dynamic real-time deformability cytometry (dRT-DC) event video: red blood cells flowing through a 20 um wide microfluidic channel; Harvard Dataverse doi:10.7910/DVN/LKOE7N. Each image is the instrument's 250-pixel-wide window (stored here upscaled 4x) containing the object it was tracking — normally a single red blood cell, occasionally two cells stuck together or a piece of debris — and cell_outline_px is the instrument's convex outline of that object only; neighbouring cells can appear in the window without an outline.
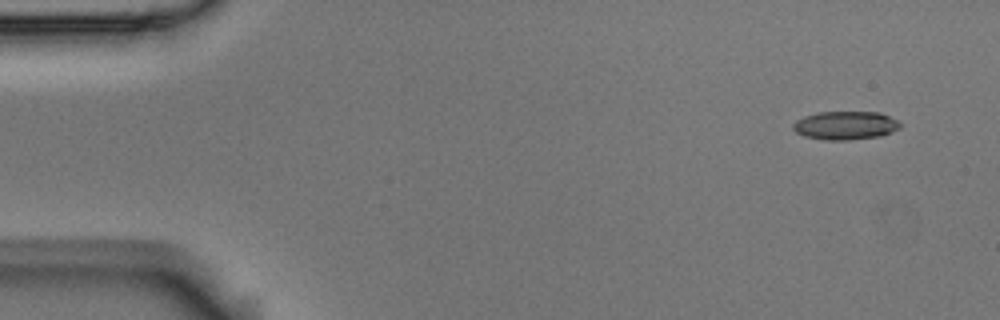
{"species": "Egyptian fruit bat (a non-hibernating species)", "species_latin": "Rousettus aegyptiacus", "temperature_condition": "room temperature", "stored_images_in_passage": 7, "camera_frame_rate_fps": 3000, "um_per_image_px": 0.085, "animal": {"sex": "male"}, "frame": {"image": 1, "passage_image": 1, "time_ms": 0.0, "image_size_px": [1000, 320], "cell_outline_px": [[900, 128], [892, 132], [880, 136], [848, 140], [824, 140], [804, 136], [796, 132], [792, 128], [792, 124], [796, 120], [804, 116], [816, 112], [880, 112], [900, 120]], "centroid_in_image_um": [71.87, 10.66], "position_along_channel_um": 13.1, "area_um2": 17.98}}
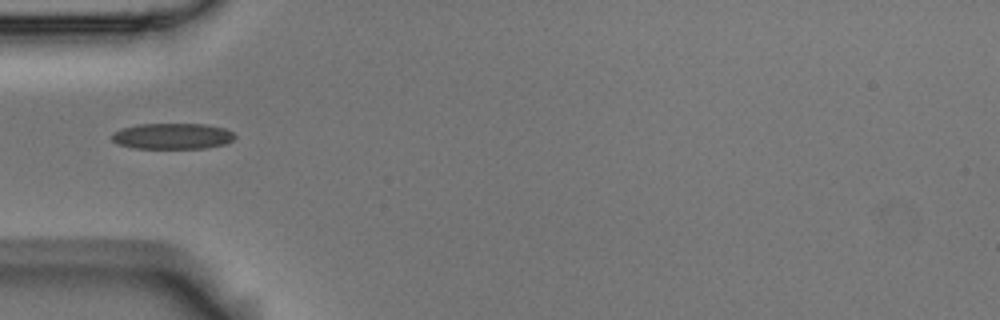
{"frame": {"image": 2, "passage_image": 5, "time_ms": 1.333, "image_size_px": [1000, 320], "cell_outline_px": [[236, 136], [232, 140], [224, 144], [204, 148], [132, 148], [120, 144], [112, 140], [112, 132], [120, 128], [136, 124], [204, 124], [224, 128], [232, 132]], "centroid_in_image_um": [14.62, 11.56], "position_along_channel_um": 70.4, "area_um2": 18.55}}
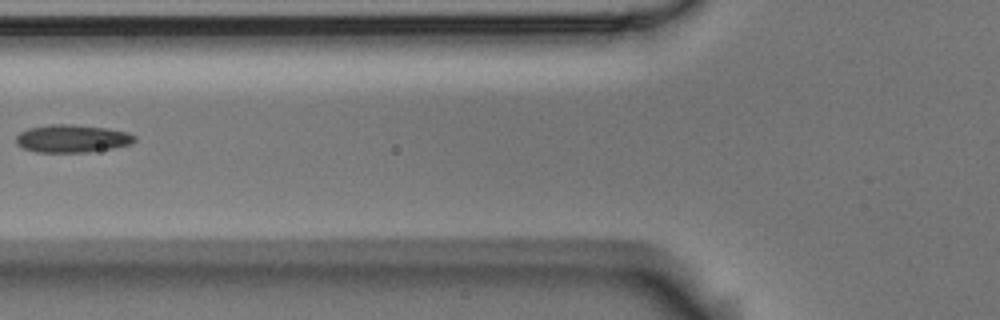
{"frame": {"image": 3, "passage_image": 6, "time_ms": 1.667, "image_size_px": [1000, 320], "cell_outline_px": [[136, 140], [132, 144], [112, 148], [88, 152], [36, 152], [24, 148], [16, 144], [16, 136], [20, 132], [28, 128], [48, 124], [72, 124], [108, 128], [128, 132], [136, 136]], "centroid_in_image_um": [6.14, 11.77], "position_along_channel_um": 119.7, "area_um2": 19.36}}